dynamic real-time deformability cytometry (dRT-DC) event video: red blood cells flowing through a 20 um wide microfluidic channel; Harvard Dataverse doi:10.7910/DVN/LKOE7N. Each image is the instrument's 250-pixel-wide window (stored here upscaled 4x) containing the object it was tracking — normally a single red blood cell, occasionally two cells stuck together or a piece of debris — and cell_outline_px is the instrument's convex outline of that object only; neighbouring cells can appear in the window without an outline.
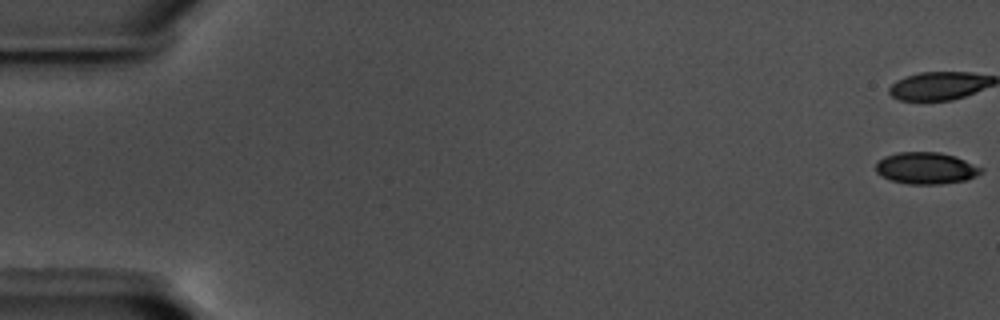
{"species": "common noctule bat (a hibernating species)", "species_latin": "Nyctalus noctula", "temperature_condition": "warm", "stored_images_in_passage": 58, "camera_frame_rate_fps": 3000, "um_per_image_px": 0.085, "animal": {"sex": "male", "body_mass_g": 17.5, "forearm_length_mm": 52.3}, "frame": {"image": 1, "passage_image": 1, "time_ms": 0.0, "image_size_px": [1000, 320], "cell_outline_px": [[984, 172], [968, 180], [940, 184], [908, 184], [892, 180], [880, 176], [876, 172], [876, 164], [884, 156], [896, 152], [940, 152], [956, 156], [984, 168]], "centroid_in_image_um": [78.75, 14.29], "position_along_channel_um": 6.3, "area_um2": 19.71}}